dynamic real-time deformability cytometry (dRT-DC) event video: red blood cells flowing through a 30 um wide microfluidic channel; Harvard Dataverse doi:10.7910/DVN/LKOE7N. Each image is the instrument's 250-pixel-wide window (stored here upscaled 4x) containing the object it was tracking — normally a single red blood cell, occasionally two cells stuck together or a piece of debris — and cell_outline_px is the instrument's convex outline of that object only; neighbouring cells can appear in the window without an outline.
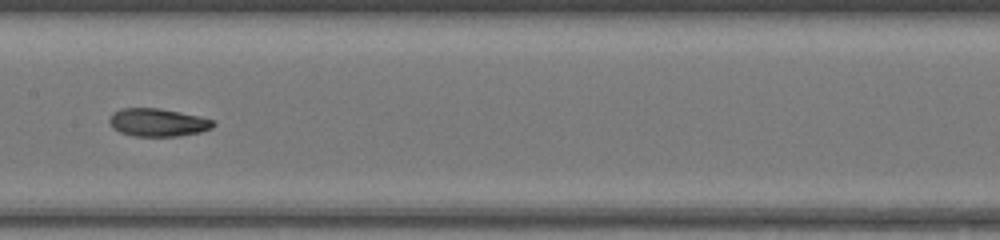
{"species": "common noctule bat (a hibernating species)", "species_latin": "Nyctalus noctula", "temperature_condition": "warm", "stored_images_in_passage": 48, "camera_frame_rate_fps": 3000, "um_per_image_px": 0.085, "animal": {"sex": "female", "body_mass_g": 17.0, "forearm_length_mm": 48.0}, "frame": {"image": 1, "passage_image": 28, "time_ms": 9.0, "image_size_px": [1000, 240], "cell_outline_px": [[216, 124], [212, 128], [200, 132], [180, 136], [136, 136], [120, 132], [112, 128], [108, 120], [112, 112], [124, 108], [156, 108], [196, 116], [212, 120]], "centroid_in_image_um": [13.37, 10.42], "position_along_channel_um": 194.0, "area_um2": 16.7}, "authors_computed_cell_mechanics": {"area_um2": 17.051, "velocity_mm_per_s": 4.2094, "shape_relaxation_time_tau1_ms": null, "shape_relaxation_time_tau2_ms": 2.3131, "deformation_change_tau1": null, "deformation_change_tau2": 0.0669}}